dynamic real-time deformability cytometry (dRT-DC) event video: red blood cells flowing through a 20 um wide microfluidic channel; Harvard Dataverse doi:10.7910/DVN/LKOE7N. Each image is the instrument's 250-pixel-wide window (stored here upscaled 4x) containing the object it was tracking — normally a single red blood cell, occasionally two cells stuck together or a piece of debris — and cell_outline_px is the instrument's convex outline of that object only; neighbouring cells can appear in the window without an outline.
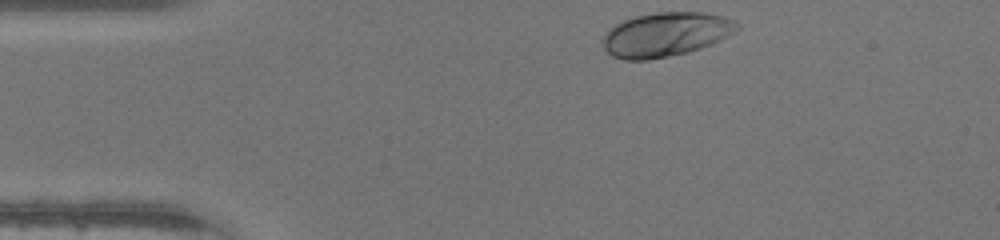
{"species": "human", "species_latin": "Homo sapiens", "temperature_condition": "warm", "stored_images_in_passage": 31, "camera_frame_rate_fps": 3000, "um_per_image_px": 0.085, "donor": {"sex": "male"}, "frame": {"image": 1, "passage_image": 1, "time_ms": 0.0, "image_size_px": [1000, 240], "cell_outline_px": [[740, 28], [720, 40], [712, 44], [688, 52], [648, 60], [624, 60], [612, 56], [600, 44], [600, 40], [604, 32], [608, 28], [624, 20], [636, 16], [656, 12], [704, 12], [724, 16], [740, 24]], "centroid_in_image_um": [56.54, 2.93], "position_along_channel_um": 28.5, "area_um2": 34.85}}
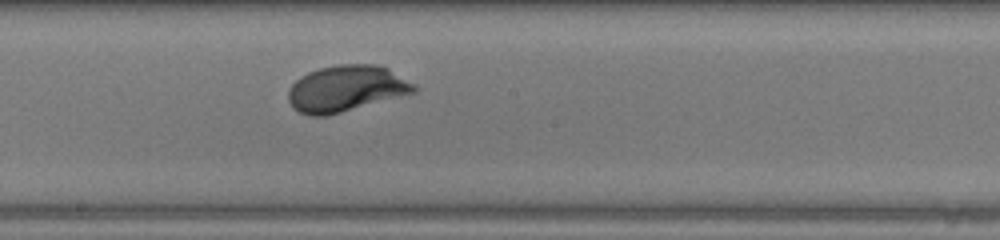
{"frame": {"image": 2, "passage_image": 18, "time_ms": 5.667, "image_size_px": [1000, 240], "cell_outline_px": [[416, 92], [340, 112], [324, 116], [308, 116], [292, 108], [288, 100], [288, 88], [300, 76], [308, 72], [320, 68], [336, 64], [380, 64], [388, 68], [416, 84]], "centroid_in_image_um": [29.4, 7.51], "position_along_channel_um": 218.8, "area_um2": 33.93}}
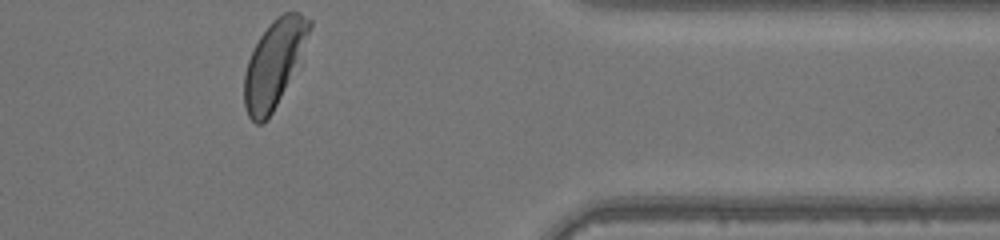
{"frame": {"image": 3, "passage_image": 31, "time_ms": 10.0, "image_size_px": [1000, 240], "cell_outline_px": [[312, 24], [288, 80], [272, 112], [260, 124], [256, 124], [248, 116], [244, 104], [244, 72], [248, 60], [260, 36], [268, 24], [272, 20], [284, 12], [300, 12], [312, 20]], "centroid_in_image_um": [23.23, 5.36], "position_along_channel_um": 388.2, "area_um2": 31.44}}